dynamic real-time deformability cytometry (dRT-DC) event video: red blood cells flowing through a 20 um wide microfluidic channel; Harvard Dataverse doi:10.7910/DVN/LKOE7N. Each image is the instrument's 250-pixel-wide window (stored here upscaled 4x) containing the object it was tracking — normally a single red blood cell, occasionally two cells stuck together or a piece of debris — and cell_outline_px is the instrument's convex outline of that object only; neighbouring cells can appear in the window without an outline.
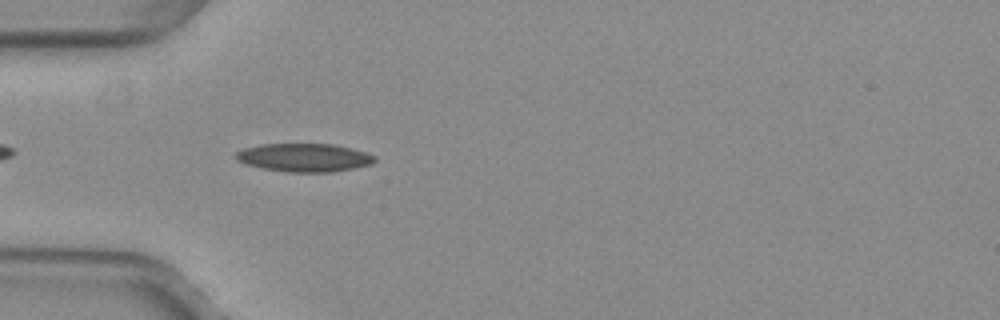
{"species": "common noctule bat (a hibernating species)", "species_latin": "Nyctalus noctula", "temperature_condition": "warm", "stored_images_in_passage": 38, "camera_frame_rate_fps": 3000, "um_per_image_px": 0.085, "animal": {"sex": "female", "body_mass_g": 29.2, "forearm_length_mm": 56.3}, "frame": {"image": 1, "passage_image": 3, "time_ms": 0.667, "image_size_px": [1000, 320], "cell_outline_px": [[376, 160], [372, 164], [356, 168], [332, 172], [288, 172], [264, 168], [244, 164], [236, 160], [232, 156], [236, 152], [244, 148], [260, 144], [332, 144], [352, 148], [376, 156]], "centroid_in_image_um": [25.84, 13.39], "position_along_channel_um": 59.2, "area_um2": 23.06}}
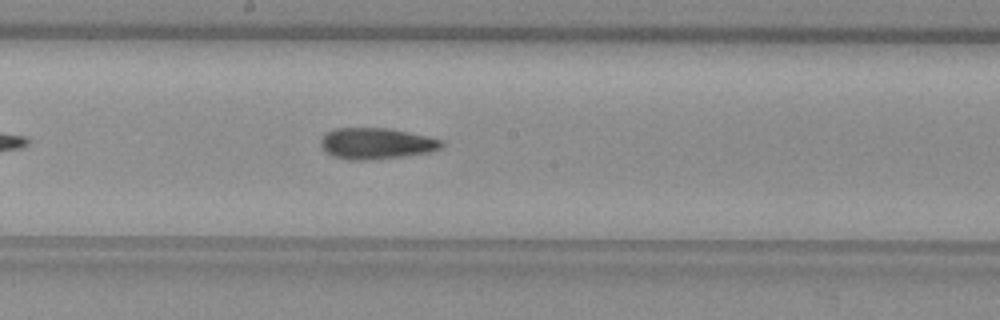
{"frame": {"image": 2, "passage_image": 15, "time_ms": 4.667, "image_size_px": [1000, 320], "cell_outline_px": [[444, 144], [440, 148], [428, 152], [400, 156], [368, 160], [348, 160], [332, 156], [324, 152], [320, 148], [320, 140], [324, 132], [336, 128], [388, 128], [428, 136], [444, 140]], "centroid_in_image_um": [31.91, 12.19], "position_along_channel_um": 216.3, "area_um2": 22.14}}
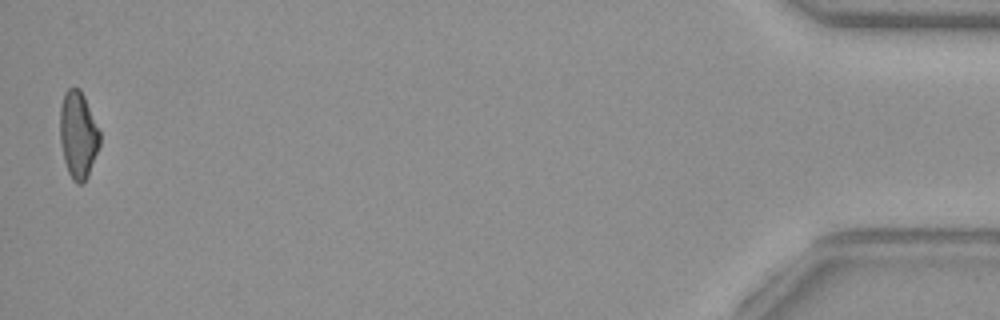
{"frame": {"image": 3, "passage_image": 38, "time_ms": 12.333, "image_size_px": [1000, 320], "cell_outline_px": [[100, 144], [88, 176], [84, 184], [76, 184], [72, 180], [68, 172], [64, 160], [60, 144], [60, 108], [64, 92], [68, 88], [80, 88], [84, 96], [100, 132]], "centroid_in_image_um": [6.63, 11.49], "position_along_channel_um": 428.6, "area_um2": 20.29}, "authors_computed_cell_mechanics": {"area_um2": 21.386, "velocity_mm_per_s": 4.0278, "shape_relaxation_time_tau1_ms": null, "shape_relaxation_time_tau2_ms": 3.8304, "deformation_change_tau1": null, "deformation_change_tau2": 0.1224}}